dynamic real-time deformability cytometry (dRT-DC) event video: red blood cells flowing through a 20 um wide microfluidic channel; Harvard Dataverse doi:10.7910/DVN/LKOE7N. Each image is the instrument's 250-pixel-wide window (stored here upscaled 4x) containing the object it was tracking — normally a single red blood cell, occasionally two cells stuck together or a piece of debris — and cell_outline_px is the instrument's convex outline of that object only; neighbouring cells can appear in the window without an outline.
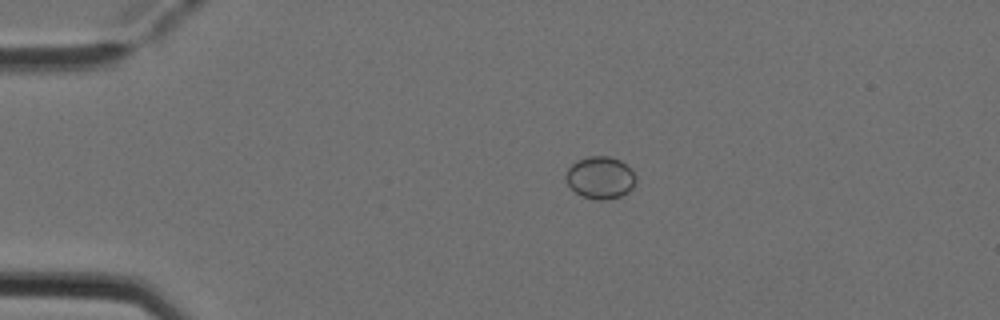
{"species": "Egyptian fruit bat (a non-hibernating species)", "species_latin": "Rousettus aegyptiacus", "temperature_condition": "cold", "stored_images_in_passage": 4, "camera_frame_rate_fps": 3000, "um_per_image_px": 0.085, "animal": {"sex": "female"}, "frame": {"image": 1, "passage_image": 1, "time_ms": 0.0, "image_size_px": [1000, 320], "cell_outline_px": [[636, 180], [632, 188], [628, 192], [620, 196], [608, 200], [596, 200], [584, 196], [576, 192], [568, 184], [564, 176], [568, 168], [576, 160], [588, 156], [608, 156], [620, 160], [632, 168], [636, 176]], "centroid_in_image_um": [51.04, 15.09], "position_along_channel_um": 34.0, "area_um2": 17.4}}
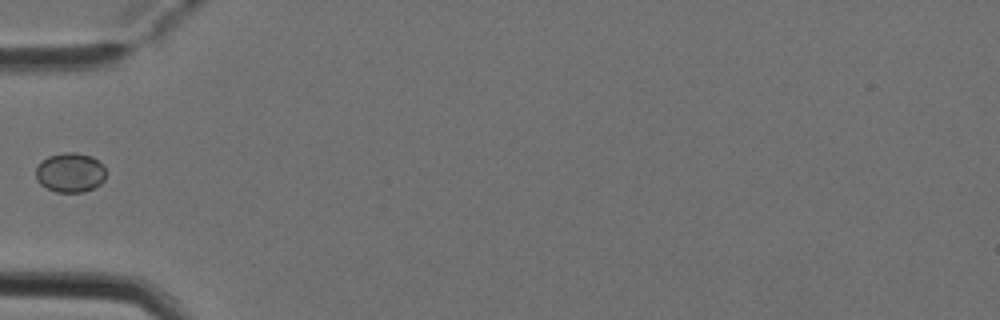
{"frame": {"image": 2, "passage_image": 3, "time_ms": 0.667, "image_size_px": [1000, 320], "cell_outline_px": [[104, 180], [100, 184], [84, 192], [56, 192], [40, 184], [36, 180], [36, 168], [48, 156], [64, 152], [76, 152], [92, 156], [104, 164]], "centroid_in_image_um": [5.98, 14.66], "position_along_channel_um": 79.0, "area_um2": 16.13}}
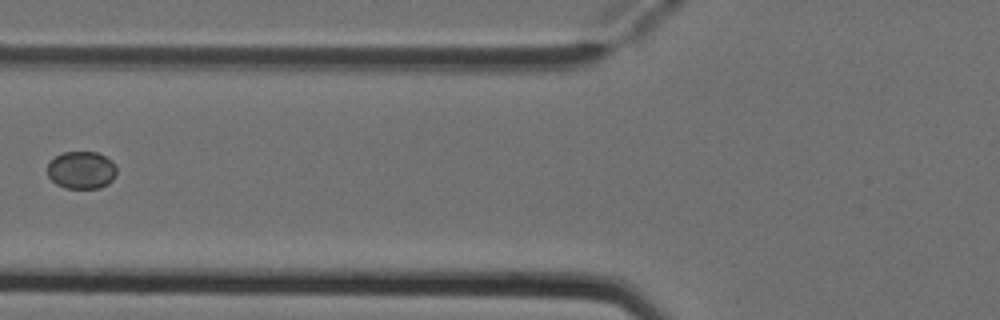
{"frame": {"image": 3, "passage_image": 4, "time_ms": 1.0, "image_size_px": [1000, 320], "cell_outline_px": [[116, 176], [108, 184], [100, 188], [64, 188], [56, 184], [48, 176], [48, 164], [56, 156], [64, 152], [96, 152], [112, 160], [116, 168]], "centroid_in_image_um": [6.94, 14.47], "position_along_channel_um": 118.9, "area_um2": 15.14}}